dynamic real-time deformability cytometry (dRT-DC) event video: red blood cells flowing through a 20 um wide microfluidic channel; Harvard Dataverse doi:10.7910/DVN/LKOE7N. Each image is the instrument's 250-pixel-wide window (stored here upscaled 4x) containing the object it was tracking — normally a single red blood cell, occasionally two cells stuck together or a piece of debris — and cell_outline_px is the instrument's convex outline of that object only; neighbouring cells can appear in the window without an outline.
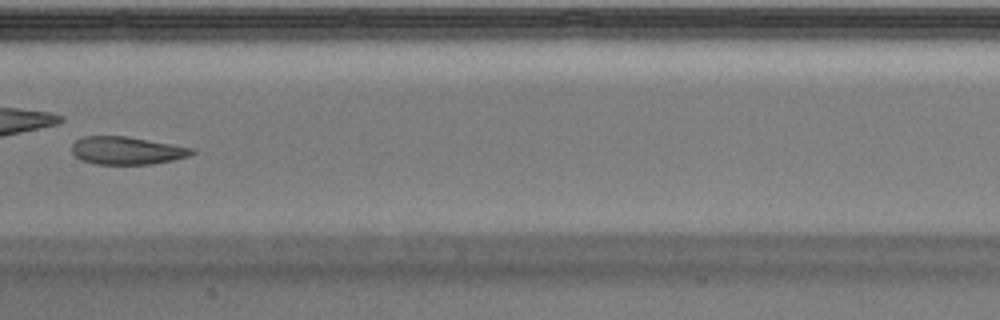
{"species": "Egyptian fruit bat (a non-hibernating species)", "species_latin": "Rousettus aegyptiacus", "temperature_condition": "warm", "stored_images_in_passage": 30, "camera_frame_rate_fps": 3000, "um_per_image_px": 0.085, "animal": {"sex": "male"}, "frame": {"image": 1, "passage_image": 13, "time_ms": 4.0, "image_size_px": [1000, 320], "cell_outline_px": [[196, 152], [188, 156], [172, 160], [152, 164], [96, 164], [84, 160], [76, 156], [72, 152], [72, 144], [76, 140], [84, 136], [128, 136], [196, 148]], "centroid_in_image_um": [10.82, 12.78], "position_along_channel_um": 196.6, "area_um2": 19.48}}